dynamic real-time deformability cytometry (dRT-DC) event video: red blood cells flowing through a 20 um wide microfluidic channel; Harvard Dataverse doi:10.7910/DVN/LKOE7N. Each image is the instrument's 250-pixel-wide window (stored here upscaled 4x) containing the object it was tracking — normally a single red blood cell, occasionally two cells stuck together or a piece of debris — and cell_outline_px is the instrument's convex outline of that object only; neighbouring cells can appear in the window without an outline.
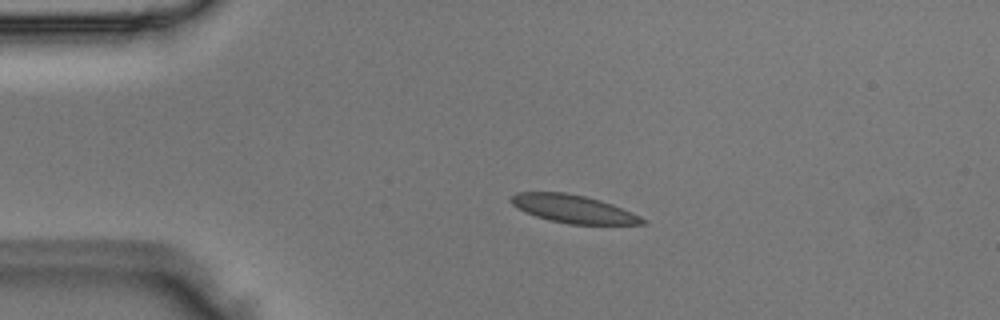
{"species": "Egyptian fruit bat (a non-hibernating species)", "species_latin": "Rousettus aegyptiacus", "temperature_condition": "room temperature", "stored_images_in_passage": 2, "camera_frame_rate_fps": 3000, "um_per_image_px": 0.085, "animal": {"sex": "male"}, "frame": {"image": 1, "passage_image": 1, "time_ms": 0.0, "image_size_px": [1000, 320], "cell_outline_px": [[648, 224], [568, 224], [548, 220], [524, 212], [512, 204], [508, 200], [516, 192], [564, 192], [584, 196], [600, 200], [612, 204], [632, 212], [648, 220]], "centroid_in_image_um": [48.73, 17.76], "position_along_channel_um": 36.3, "area_um2": 21.5}}